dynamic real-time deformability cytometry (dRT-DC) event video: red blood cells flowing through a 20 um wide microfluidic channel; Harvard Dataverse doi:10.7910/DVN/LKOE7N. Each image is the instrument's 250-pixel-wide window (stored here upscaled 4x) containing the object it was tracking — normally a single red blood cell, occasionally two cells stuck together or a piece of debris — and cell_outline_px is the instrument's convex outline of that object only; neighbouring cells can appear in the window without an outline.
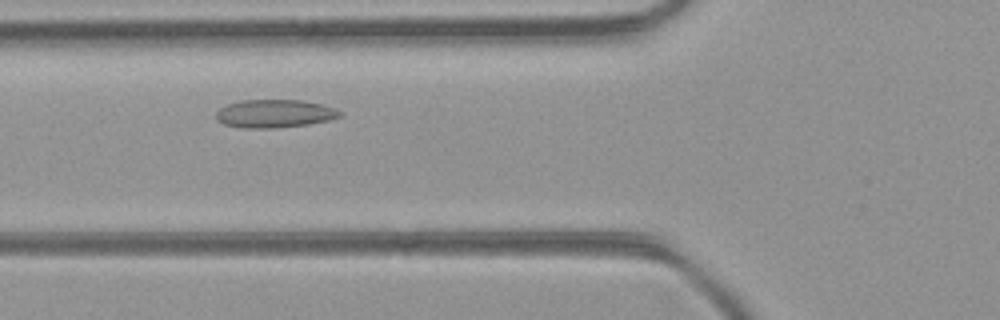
{"species": "common noctule bat (a hibernating species)", "species_latin": "Nyctalus noctula", "temperature_condition": "room temperature", "stored_images_in_passage": 35, "camera_frame_rate_fps": 3000, "um_per_image_px": 0.085, "animal": {"sex": "female", "body_mass_g": 21.9}, "frame": {"image": 1, "passage_image": 5, "time_ms": 1.333, "image_size_px": [1000, 320], "cell_outline_px": [[340, 116], [328, 120], [308, 124], [272, 128], [244, 128], [224, 124], [216, 120], [216, 112], [220, 108], [228, 104], [240, 100], [304, 100], [336, 108], [340, 112]], "centroid_in_image_um": [23.31, 9.65], "position_along_channel_um": 102.5, "area_um2": 20.17}}
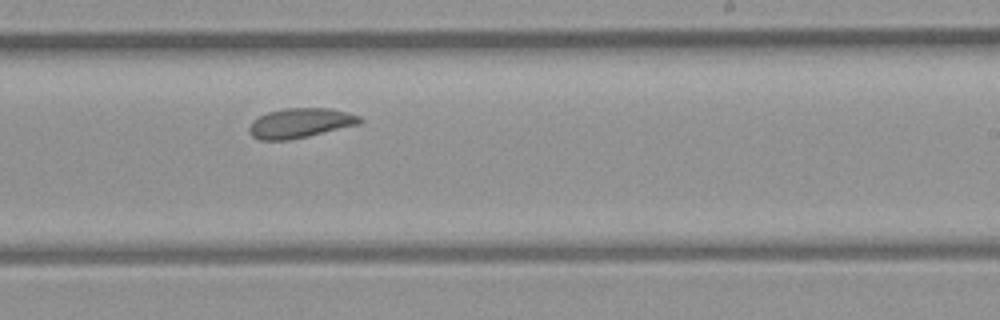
{"frame": {"image": 2, "passage_image": 16, "time_ms": 5.0, "image_size_px": [1000, 320], "cell_outline_px": [[364, 120], [360, 124], [308, 136], [288, 140], [260, 140], [252, 136], [248, 132], [248, 128], [252, 120], [268, 112], [284, 108], [328, 108], [348, 112], [360, 116]], "centroid_in_image_um": [25.52, 10.46], "position_along_channel_um": 263.5, "area_um2": 19.25}}
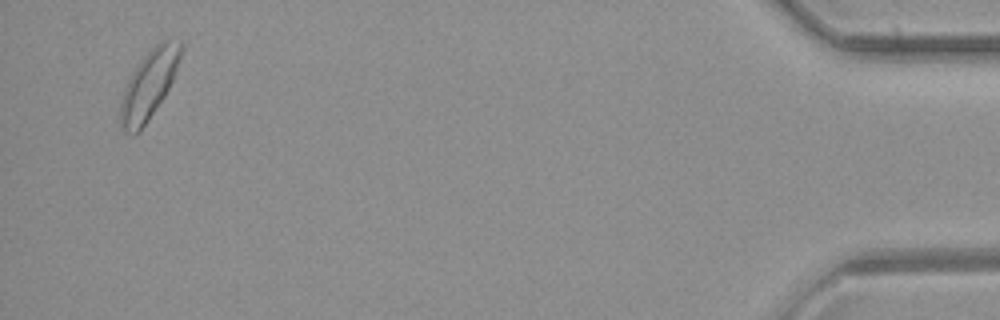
{"frame": {"image": 3, "passage_image": 33, "time_ms": 10.667, "image_size_px": [1000, 320], "cell_outline_px": [[180, 56], [172, 80], [164, 96], [140, 132], [132, 136], [124, 132], [120, 124], [120, 108], [124, 92], [128, 80], [132, 72], [140, 60], [160, 40], [168, 36], [180, 40]], "centroid_in_image_um": [12.64, 7.2], "position_along_channel_um": 422.6, "area_um2": 23.87}, "authors_computed_cell_mechanics": {"area_um2": 19.363, "velocity_mm_per_s": 4.385, "shape_relaxation_time_tau1_ms": 8.2418, "shape_relaxation_time_tau2_ms": 1.772, "deformation_change_tau1": 0.1367, "deformation_change_tau2": 0.0659}}